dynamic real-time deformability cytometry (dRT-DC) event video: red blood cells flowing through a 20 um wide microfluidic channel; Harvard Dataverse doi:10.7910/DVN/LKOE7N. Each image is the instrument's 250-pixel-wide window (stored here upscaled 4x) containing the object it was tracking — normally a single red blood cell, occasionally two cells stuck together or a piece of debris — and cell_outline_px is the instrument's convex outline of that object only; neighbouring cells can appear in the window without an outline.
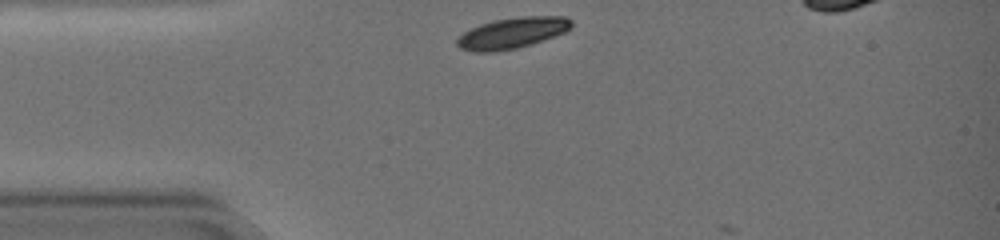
{"species": "common noctule bat (a hibernating species)", "species_latin": "Nyctalus noctula", "temperature_condition": "warm", "stored_images_in_passage": 2, "camera_frame_rate_fps": 3000, "um_per_image_px": 0.085, "animal": {"sex": "female", "body_mass_g": 19.0, "forearm_length_mm": 51.5}, "frame": {"image": 1, "passage_image": 1, "time_ms": 0.0, "image_size_px": [1000, 240], "cell_outline_px": [[572, 28], [564, 32], [516, 48], [492, 52], [476, 52], [460, 48], [456, 44], [456, 40], [464, 32], [480, 24], [492, 20], [520, 16], [564, 16], [572, 20]], "centroid_in_image_um": [43.52, 2.78], "position_along_channel_um": 41.5, "area_um2": 20.4}}